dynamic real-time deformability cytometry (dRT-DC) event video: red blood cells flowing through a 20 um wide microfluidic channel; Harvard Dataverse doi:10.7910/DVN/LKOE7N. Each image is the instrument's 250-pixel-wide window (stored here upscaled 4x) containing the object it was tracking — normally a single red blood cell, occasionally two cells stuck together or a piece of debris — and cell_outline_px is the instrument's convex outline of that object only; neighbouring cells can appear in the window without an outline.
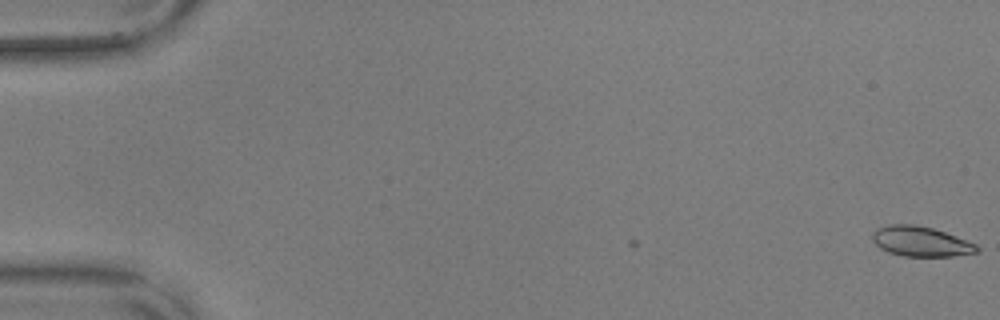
{"species": "common noctule bat (a hibernating species)", "species_latin": "Nyctalus noctula", "temperature_condition": "warm", "stored_images_in_passage": 2, "camera_frame_rate_fps": 3000, "um_per_image_px": 0.085, "animal": {"sex": "male", "body_mass_g": 17.9, "forearm_length_mm": 54.2}, "frame": {"image": 1, "passage_image": 2, "time_ms": 0.333, "image_size_px": [1000, 320], "cell_outline_px": [[980, 252], [952, 256], [904, 256], [888, 252], [880, 248], [872, 240], [872, 232], [876, 228], [888, 224], [916, 224], [932, 228], [944, 232], [976, 244], [980, 248]], "centroid_in_image_um": [78.24, 20.52], "position_along_channel_um": 6.8, "area_um2": 18.32}}